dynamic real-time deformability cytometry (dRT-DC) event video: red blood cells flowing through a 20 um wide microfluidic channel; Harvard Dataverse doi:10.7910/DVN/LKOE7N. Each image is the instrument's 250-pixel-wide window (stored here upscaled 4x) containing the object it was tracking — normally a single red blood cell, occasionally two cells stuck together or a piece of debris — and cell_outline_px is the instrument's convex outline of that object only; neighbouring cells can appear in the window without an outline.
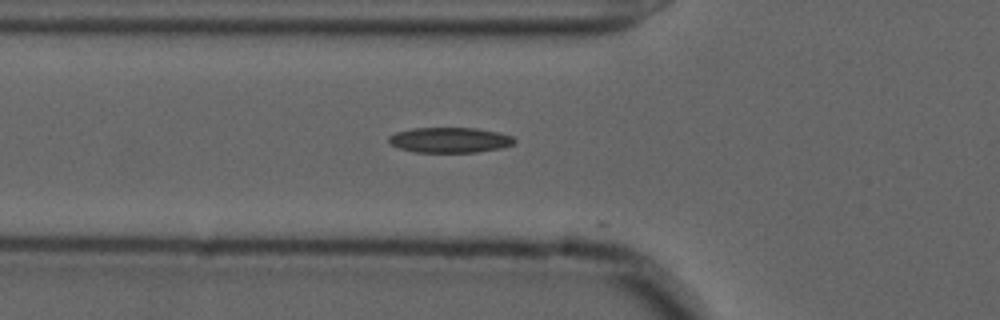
{"species": "common noctule bat (a hibernating species)", "species_latin": "Nyctalus noctula", "temperature_condition": "cold", "stored_images_in_passage": 9, "camera_frame_rate_fps": 3000, "um_per_image_px": 0.085, "animal": {"sex": "male", "forearm_length_mm": 52.5}, "frame": {"image": 1, "passage_image": 8, "time_ms": 2.333, "image_size_px": [1000, 320], "cell_outline_px": [[516, 144], [504, 148], [476, 152], [412, 152], [400, 148], [392, 144], [388, 140], [388, 136], [396, 132], [412, 128], [476, 128], [500, 132], [512, 136], [516, 140]], "centroid_in_image_um": [38.29, 11.9], "position_along_channel_um": 87.5, "area_um2": 18.73}}